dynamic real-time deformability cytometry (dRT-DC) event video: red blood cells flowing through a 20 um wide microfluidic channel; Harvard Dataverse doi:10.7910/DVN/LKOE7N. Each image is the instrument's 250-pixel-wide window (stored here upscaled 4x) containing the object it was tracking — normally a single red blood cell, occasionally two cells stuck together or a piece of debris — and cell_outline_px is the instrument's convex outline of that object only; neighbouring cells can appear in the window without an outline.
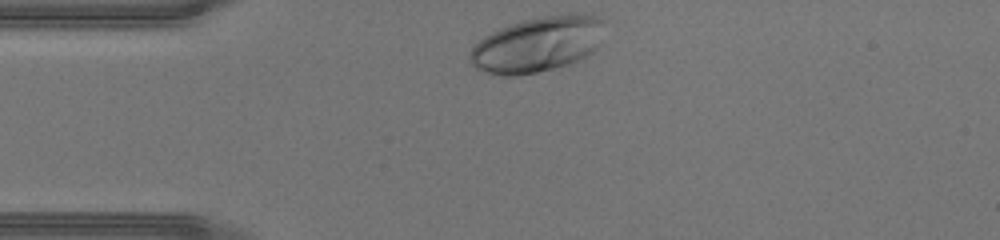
{"species": "human", "species_latin": "Homo sapiens", "temperature_condition": "warm", "stored_images_in_passage": 26, "camera_frame_rate_fps": 3000, "um_per_image_px": 0.085, "donor": {"sex": "male"}, "frame": {"image": 1, "passage_image": 1, "time_ms": 0.0, "image_size_px": [1000, 240], "cell_outline_px": [[608, 20], [596, 48], [592, 52], [568, 64], [536, 72], [516, 76], [504, 76], [484, 72], [476, 68], [472, 64], [468, 56], [472, 48], [484, 36], [500, 28], [524, 20], [544, 16], [584, 12], [608, 16]], "centroid_in_image_um": [45.76, 3.73], "position_along_channel_um": 39.2, "area_um2": 43.75}}
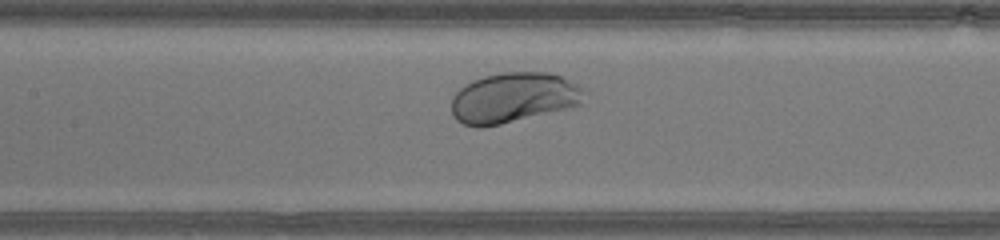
{"frame": {"image": 2, "passage_image": 11, "time_ms": 3.333, "image_size_px": [1000, 240], "cell_outline_px": [[588, 92], [580, 104], [568, 108], [500, 124], [480, 128], [476, 128], [464, 124], [456, 120], [452, 116], [452, 96], [464, 84], [472, 80], [484, 76], [504, 72], [548, 72], [560, 76], [584, 88]], "centroid_in_image_um": [43.63, 8.3], "position_along_channel_um": 163.8, "area_um2": 39.02}}
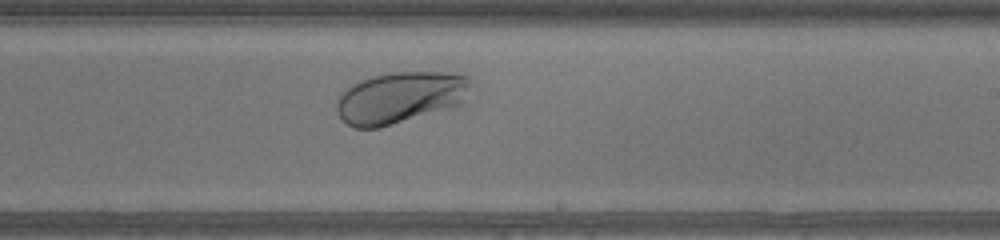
{"frame": {"image": 3, "passage_image": 17, "time_ms": 5.333, "image_size_px": [1000, 240], "cell_outline_px": [[468, 84], [460, 104], [452, 108], [380, 128], [356, 128], [348, 124], [336, 112], [336, 100], [340, 92], [352, 84], [360, 80], [372, 76], [392, 72], [444, 72], [468, 76]], "centroid_in_image_um": [33.93, 8.3], "position_along_channel_um": 255.1, "area_um2": 40.17}}